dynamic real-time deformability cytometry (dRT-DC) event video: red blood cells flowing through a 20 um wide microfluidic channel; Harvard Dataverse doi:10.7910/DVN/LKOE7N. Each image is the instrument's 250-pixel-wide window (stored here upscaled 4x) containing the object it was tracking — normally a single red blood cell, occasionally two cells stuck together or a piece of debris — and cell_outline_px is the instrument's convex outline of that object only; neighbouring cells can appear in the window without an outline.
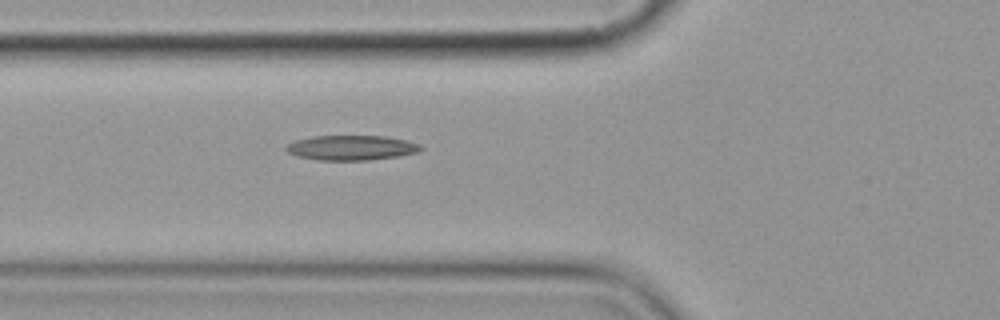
{"species": "common noctule bat (a hibernating species)", "species_latin": "Nyctalus noctula", "temperature_condition": "cold", "stored_images_in_passage": 3, "camera_frame_rate_fps": 3000, "um_per_image_px": 0.085, "animal": {"sex": "female", "body_mass_g": 19.9}, "frame": {"image": 1, "passage_image": 3, "time_ms": 2.333, "image_size_px": [1000, 320], "cell_outline_px": [[424, 148], [416, 152], [400, 156], [368, 160], [320, 160], [296, 156], [288, 152], [284, 148], [288, 144], [296, 140], [312, 136], [384, 136], [404, 140], [420, 144]], "centroid_in_image_um": [29.86, 12.56], "position_along_channel_um": 95.9, "area_um2": 19.42}}